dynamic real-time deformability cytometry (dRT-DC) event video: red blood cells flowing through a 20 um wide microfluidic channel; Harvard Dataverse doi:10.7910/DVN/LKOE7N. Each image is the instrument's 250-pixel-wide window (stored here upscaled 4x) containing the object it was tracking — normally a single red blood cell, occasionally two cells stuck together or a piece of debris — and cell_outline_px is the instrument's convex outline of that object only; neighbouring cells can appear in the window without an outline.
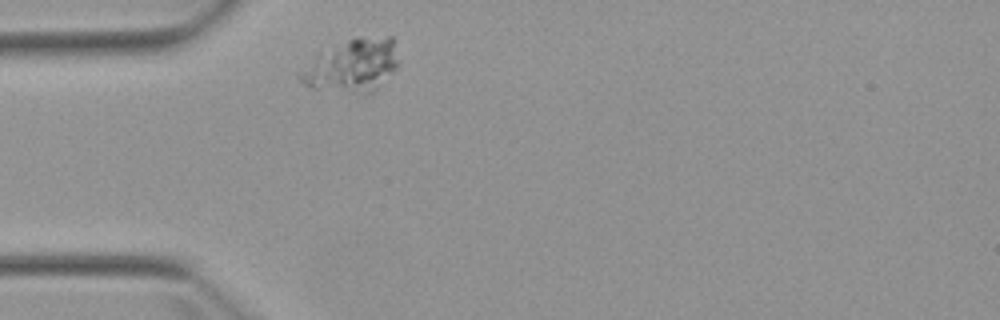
{"species": "Egyptian fruit bat (a non-hibernating species)", "species_latin": "Rousettus aegyptiacus", "temperature_condition": "warm", "stored_images_in_passage": 1, "camera_frame_rate_fps": 3000, "um_per_image_px": 0.085, "animal": {"sex": "female"}, "frame": {"image": 1, "passage_image": 1, "time_ms": 0.0, "image_size_px": [1000, 320], "cell_outline_px": [[396, 68], [368, 96], [356, 96], [312, 88], [304, 84], [296, 76], [296, 72], [320, 56], [348, 40], [356, 36], [392, 36], [396, 60]], "centroid_in_image_um": [29.93, 5.65], "position_along_channel_um": 55.1, "area_um2": 30.0}}